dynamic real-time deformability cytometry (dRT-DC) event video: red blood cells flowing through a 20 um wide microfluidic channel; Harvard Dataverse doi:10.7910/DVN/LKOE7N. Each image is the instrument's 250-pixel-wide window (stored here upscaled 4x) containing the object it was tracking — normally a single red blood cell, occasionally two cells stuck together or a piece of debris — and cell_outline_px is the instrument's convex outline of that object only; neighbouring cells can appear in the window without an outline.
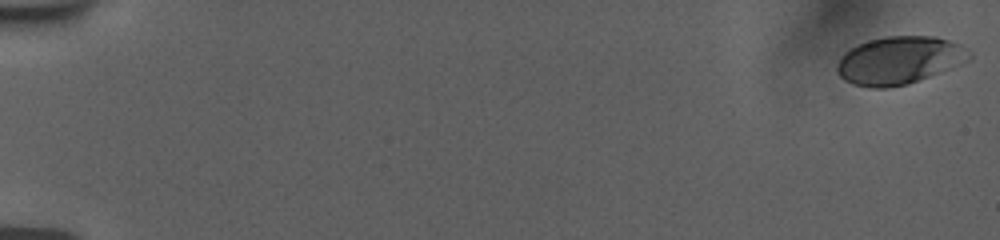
{"species": "human", "species_latin": "Homo sapiens", "temperature_condition": "room temperature", "stored_images_in_passage": 51, "camera_frame_rate_fps": 3000, "um_per_image_px": 0.085, "donor": {"sex": "female"}, "frame": {"image": 1, "passage_image": 1, "time_ms": 0.0, "image_size_px": [1000, 240], "cell_outline_px": [[960, 48], [940, 72], [908, 84], [888, 88], [872, 88], [852, 84], [844, 80], [840, 76], [836, 68], [836, 64], [840, 56], [844, 52], [868, 40], [884, 36], [936, 36], [960, 44]], "centroid_in_image_um": [76.1, 5.14], "position_along_channel_um": 8.9, "area_um2": 34.68}}
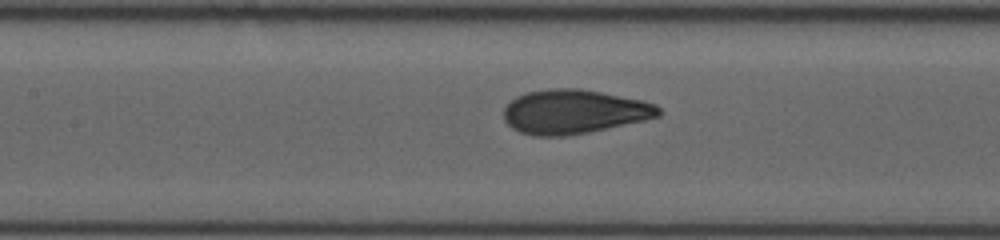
{"frame": {"image": 2, "passage_image": 28, "time_ms": 9.0, "image_size_px": [1000, 240], "cell_outline_px": [[664, 112], [660, 116], [644, 120], [588, 132], [568, 136], [532, 136], [520, 132], [512, 128], [504, 120], [504, 108], [516, 96], [528, 92], [548, 88], [580, 88], [640, 100], [656, 104]], "centroid_in_image_um": [48.78, 9.5], "position_along_channel_um": 158.6, "area_um2": 39.82}}
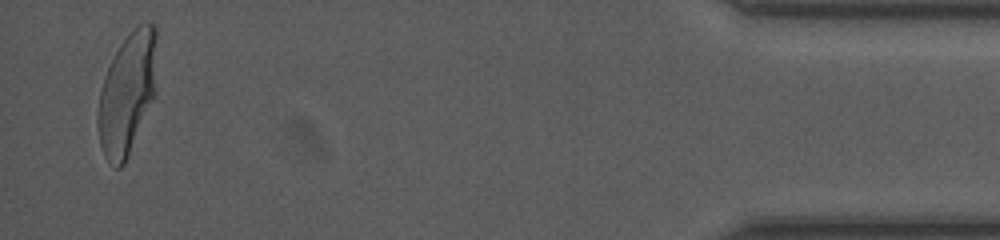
{"frame": {"image": 3, "passage_image": 51, "time_ms": 1684.667, "image_size_px": [1000, 240], "cell_outline_px": [[156, 92], [128, 156], [124, 164], [120, 168], [116, 168], [104, 156], [100, 144], [96, 124], [96, 116], [100, 92], [104, 76], [120, 44], [140, 24], [156, 24]], "centroid_in_image_um": [10.8, 7.97], "position_along_channel_um": 424.4, "area_um2": 41.56}, "authors_computed_cell_mechanics": {"area_um2": 39.2462, "velocity_mm_per_s": 3.7445, "shape_relaxation_time_tau1_ms": 2.6937, "shape_relaxation_time_tau2_ms": null, "deformation_change_tau1": 0.151, "deformation_change_tau2": null}}